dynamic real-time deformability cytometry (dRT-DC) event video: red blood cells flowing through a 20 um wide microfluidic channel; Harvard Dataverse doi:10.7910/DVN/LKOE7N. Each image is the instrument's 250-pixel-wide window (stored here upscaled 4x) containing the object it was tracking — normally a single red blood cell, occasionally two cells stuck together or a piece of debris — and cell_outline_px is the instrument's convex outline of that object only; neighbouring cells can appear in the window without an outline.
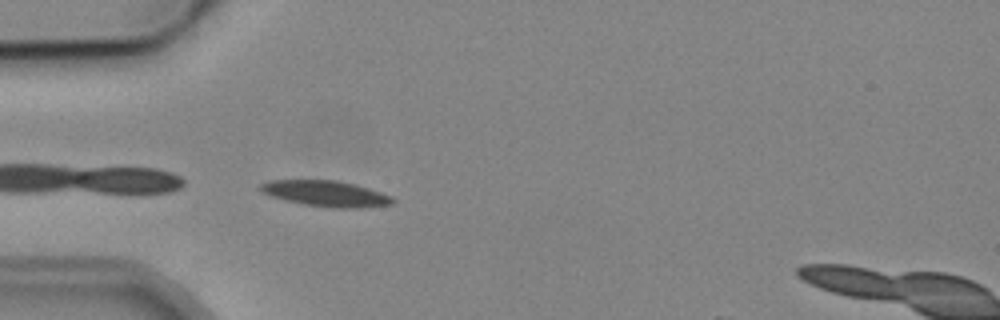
{"species": "common noctule bat (a hibernating species)", "species_latin": "Nyctalus noctula", "temperature_condition": "cold", "stored_images_in_passage": 5, "camera_frame_rate_fps": 3000, "um_per_image_px": 0.085, "animal": {"sex": "male", "body_mass_g": 19.2, "forearm_length_mm": 51.8}, "frame": {"image": 1, "passage_image": 4, "time_ms": 4.667, "image_size_px": [1000, 320], "cell_outline_px": [[396, 200], [392, 204], [360, 208], [332, 208], [304, 204], [284, 200], [260, 192], [260, 184], [268, 180], [336, 180], [356, 184], [392, 196]], "centroid_in_image_um": [27.7, 16.45], "position_along_channel_um": 57.3, "area_um2": 20.0}}